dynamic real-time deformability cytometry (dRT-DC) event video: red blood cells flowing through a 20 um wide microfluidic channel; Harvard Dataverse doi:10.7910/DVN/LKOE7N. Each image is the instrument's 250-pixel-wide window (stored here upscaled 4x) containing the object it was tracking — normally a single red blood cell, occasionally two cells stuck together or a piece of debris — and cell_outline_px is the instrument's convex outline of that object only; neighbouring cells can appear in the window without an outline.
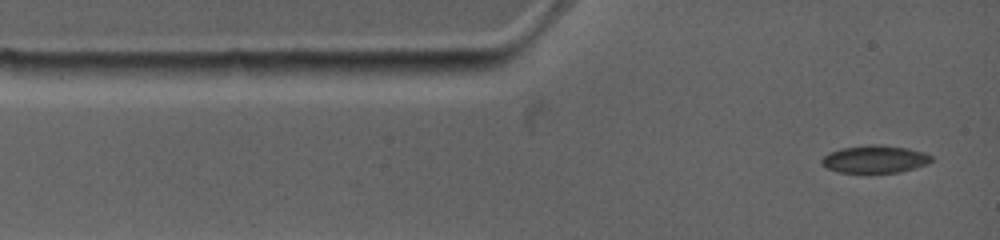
{"species": "common noctule bat (a hibernating species)", "species_latin": "Nyctalus noctula", "temperature_condition": "warm", "stored_images_in_passage": 3, "camera_frame_rate_fps": 4500, "um_per_image_px": 0.085, "animal": {"sex": "female", "body_mass_g": 19.0, "forearm_length_mm": 53.3}, "frame": {"image": 1, "passage_image": 1, "time_ms": 0.0, "image_size_px": [1000, 240], "cell_outline_px": [[932, 160], [928, 164], [900, 172], [868, 176], [836, 172], [824, 168], [820, 164], [820, 160], [828, 152], [844, 148], [908, 148], [924, 152], [932, 156]], "centroid_in_image_um": [74.3, 13.65], "position_along_channel_um": 10.7, "area_um2": 17.63}}
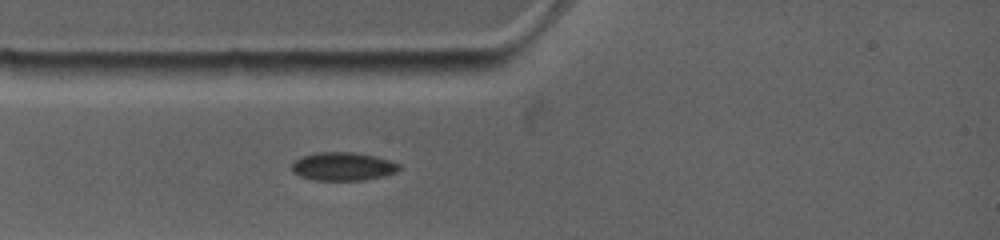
{"frame": {"image": 2, "passage_image": 3, "time_ms": 2.0, "image_size_px": [1000, 240], "cell_outline_px": [[400, 168], [396, 172], [388, 176], [364, 180], [312, 180], [300, 176], [292, 172], [292, 164], [296, 160], [304, 156], [320, 152], [348, 152], [372, 156], [388, 160], [400, 164]], "centroid_in_image_um": [29.16, 14.17], "position_along_channel_um": 55.8, "area_um2": 17.57}}